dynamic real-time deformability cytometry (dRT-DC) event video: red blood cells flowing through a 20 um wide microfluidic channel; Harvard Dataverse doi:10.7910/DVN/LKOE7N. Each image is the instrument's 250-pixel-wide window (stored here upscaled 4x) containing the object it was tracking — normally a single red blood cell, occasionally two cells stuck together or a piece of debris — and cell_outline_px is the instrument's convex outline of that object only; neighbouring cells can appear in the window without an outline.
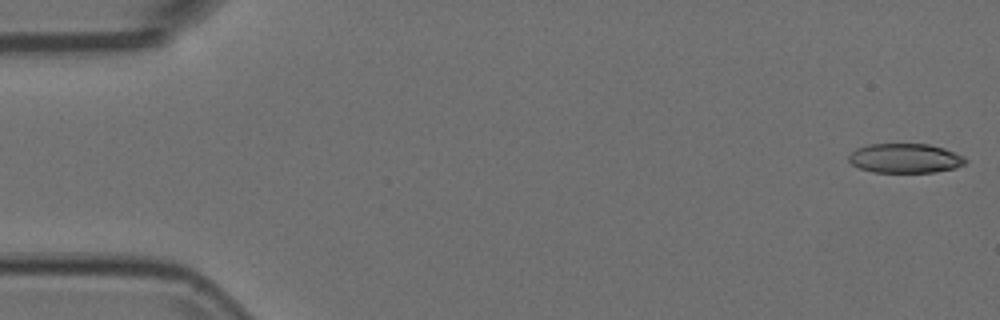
{"species": "Egyptian fruit bat (a non-hibernating species)", "species_latin": "Rousettus aegyptiacus", "temperature_condition": "room temperature", "stored_images_in_passage": 54, "camera_frame_rate_fps": 3000, "um_per_image_px": 0.085, "animal": {"sex": "female"}, "frame": {"image": 1, "passage_image": 1, "time_ms": 0.0, "image_size_px": [1000, 320], "cell_outline_px": [[968, 160], [964, 164], [956, 168], [936, 172], [872, 172], [860, 168], [852, 164], [848, 160], [848, 156], [856, 148], [868, 144], [928, 144], [944, 148], [964, 156]], "centroid_in_image_um": [76.95, 13.45], "position_along_channel_um": 8.1, "area_um2": 20.11}}
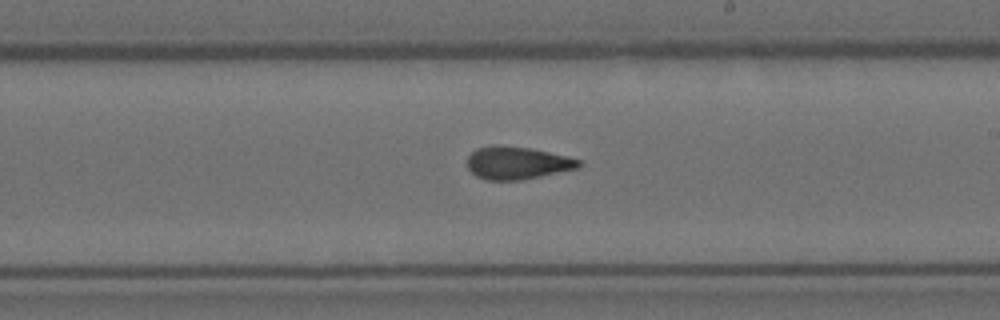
{"frame": {"image": 2, "passage_image": 31, "time_ms": 10.0, "image_size_px": [1000, 320], "cell_outline_px": [[580, 168], [520, 180], [488, 180], [476, 176], [468, 168], [468, 156], [476, 148], [496, 144], [528, 148], [548, 152], [580, 160]], "centroid_in_image_um": [43.93, 13.85], "position_along_channel_um": 245.1, "area_um2": 21.04}}
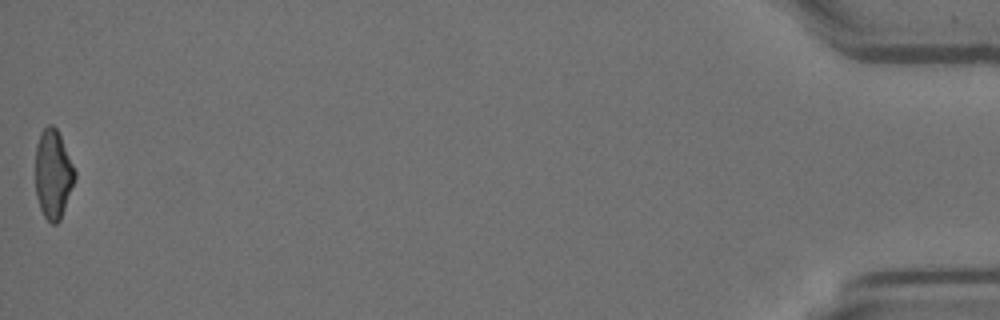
{"frame": {"image": 3, "passage_image": 54, "time_ms": 17.667, "image_size_px": [1000, 320], "cell_outline_px": [[76, 176], [60, 220], [56, 224], [52, 224], [44, 216], [40, 208], [36, 196], [36, 144], [40, 132], [48, 124], [52, 124], [56, 128], [60, 136], [76, 172]], "centroid_in_image_um": [4.5, 14.8], "position_along_channel_um": 430.7, "area_um2": 20.23}}